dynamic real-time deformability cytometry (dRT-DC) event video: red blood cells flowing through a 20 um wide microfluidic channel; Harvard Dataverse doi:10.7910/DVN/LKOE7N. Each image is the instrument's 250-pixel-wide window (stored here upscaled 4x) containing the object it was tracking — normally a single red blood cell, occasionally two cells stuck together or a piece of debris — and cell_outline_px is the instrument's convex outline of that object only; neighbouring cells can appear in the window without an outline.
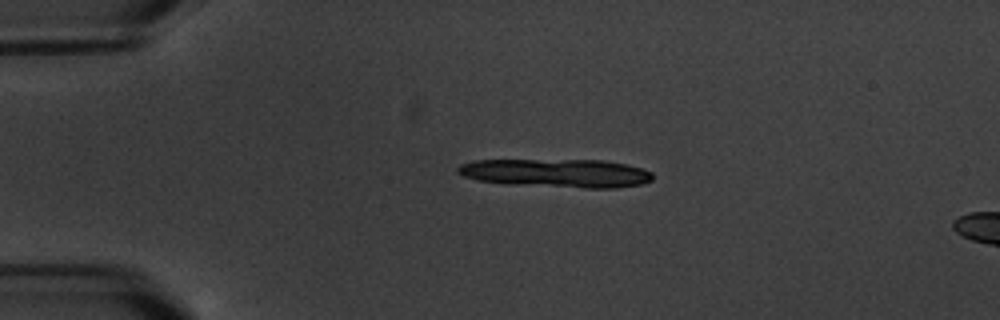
{"species": "common noctule bat (a hibernating species)", "species_latin": "Nyctalus noctula", "temperature_condition": "warm", "stored_images_in_passage": 5, "camera_frame_rate_fps": 3000, "um_per_image_px": 0.085, "animal": {"sex": "male", "body_mass_g": 20.1, "forearm_length_mm": 53.5}, "frame": {"image": 1, "passage_image": 3, "time_ms": 3.333, "image_size_px": [1000, 320], "cell_outline_px": [[652, 180], [640, 184], [616, 188], [584, 188], [504, 184], [476, 180], [464, 176], [456, 172], [456, 168], [460, 164], [476, 160], [604, 160], [628, 164], [652, 172]], "centroid_in_image_um": [47.28, 14.72], "position_along_channel_um": 37.7, "area_um2": 32.6}}